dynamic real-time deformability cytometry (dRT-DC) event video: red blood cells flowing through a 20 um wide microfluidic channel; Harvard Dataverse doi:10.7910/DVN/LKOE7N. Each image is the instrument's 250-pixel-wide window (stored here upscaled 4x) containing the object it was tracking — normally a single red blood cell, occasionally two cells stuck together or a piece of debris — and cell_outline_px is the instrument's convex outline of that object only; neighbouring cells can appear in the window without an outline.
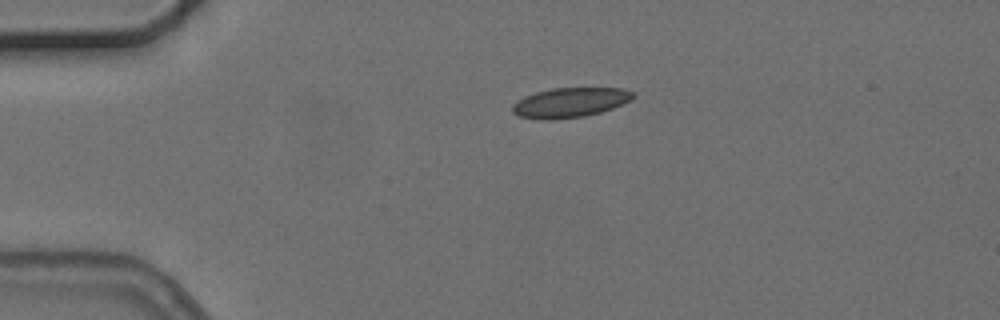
{"species": "common noctule bat (a hibernating species)", "species_latin": "Nyctalus noctula", "temperature_condition": "cold", "stored_images_in_passage": 5, "camera_frame_rate_fps": 3000, "um_per_image_px": 0.085, "animal": {"sex": "female", "body_mass_g": 24.6, "forearm_length_mm": 56.2}, "frame": {"image": 1, "passage_image": 5, "time_ms": 5.667, "image_size_px": [1000, 320], "cell_outline_px": [[636, 96], [632, 100], [612, 108], [600, 112], [584, 116], [548, 120], [540, 120], [520, 116], [512, 112], [512, 104], [516, 100], [524, 96], [536, 92], [552, 88], [624, 88], [636, 92]], "centroid_in_image_um": [48.46, 8.71], "position_along_channel_um": 36.5, "area_um2": 21.1}}